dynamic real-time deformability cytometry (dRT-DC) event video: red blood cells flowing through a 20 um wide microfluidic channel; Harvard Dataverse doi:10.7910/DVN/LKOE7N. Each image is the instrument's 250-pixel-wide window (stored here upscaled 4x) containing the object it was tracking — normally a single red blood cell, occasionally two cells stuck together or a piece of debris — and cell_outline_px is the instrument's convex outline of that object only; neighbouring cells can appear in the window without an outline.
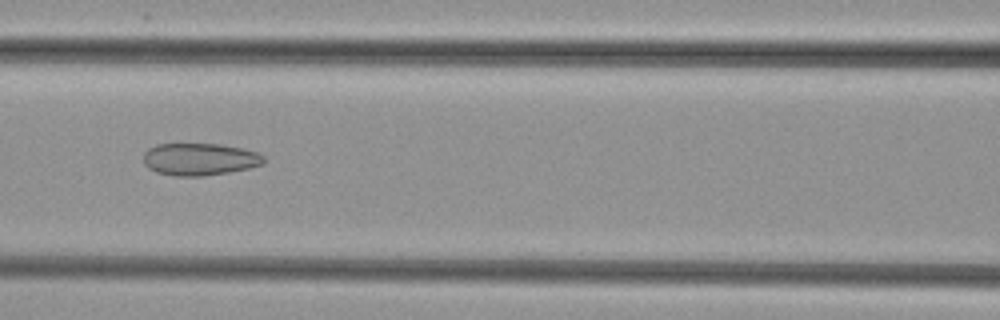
{"species": "common noctule bat (a hibernating species)", "species_latin": "Nyctalus noctula", "temperature_condition": "cold", "stored_images_in_passage": 39, "camera_frame_rate_fps": 3000, "um_per_image_px": 0.085, "animal": {"sex": "female", "body_mass_g": 29.2, "forearm_length_mm": 56.3}, "frame": {"image": 1, "passage_image": 11, "time_ms": 3.333, "image_size_px": [1000, 320], "cell_outline_px": [[264, 164], [248, 168], [228, 172], [204, 176], [172, 176], [156, 172], [148, 168], [144, 164], [144, 152], [148, 148], [156, 144], [220, 144], [244, 148], [256, 152], [264, 156]], "centroid_in_image_um": [16.95, 13.53], "position_along_channel_um": 149.6, "area_um2": 22.77}}
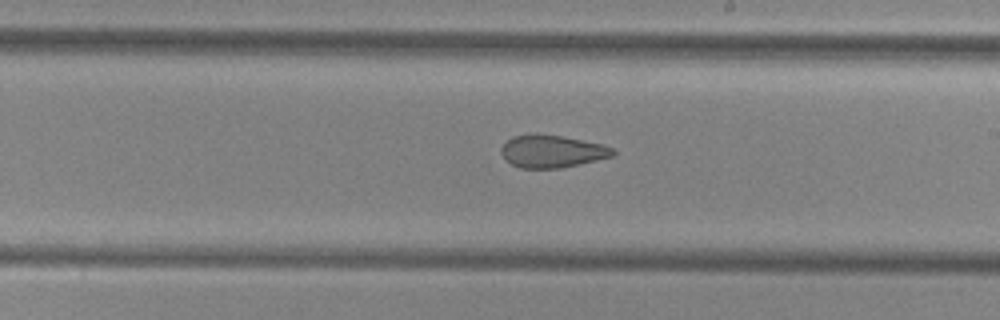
{"frame": {"image": 2, "passage_image": 18, "time_ms": 5.667, "image_size_px": [1000, 320], "cell_outline_px": [[616, 152], [612, 156], [580, 164], [560, 168], [520, 168], [504, 160], [500, 152], [500, 148], [512, 136], [536, 132], [560, 136], [604, 144], [612, 148]], "centroid_in_image_um": [46.88, 12.85], "position_along_channel_um": 242.1, "area_um2": 21.39}}
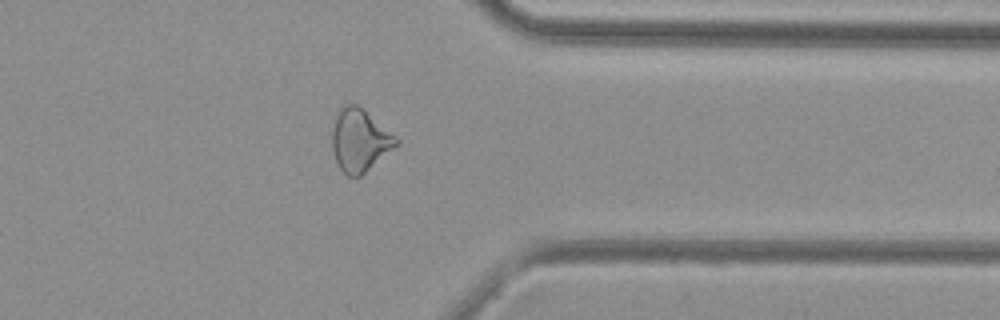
{"frame": {"image": 3, "passage_image": 29, "time_ms": 9.333, "image_size_px": [1000, 320], "cell_outline_px": [[400, 144], [360, 176], [348, 176], [340, 168], [336, 160], [332, 148], [332, 128], [336, 116], [340, 108], [344, 104], [356, 104], [364, 108], [396, 136], [400, 140]], "centroid_in_image_um": [30.6, 11.9], "position_along_channel_um": 380.8, "area_um2": 23.47}}